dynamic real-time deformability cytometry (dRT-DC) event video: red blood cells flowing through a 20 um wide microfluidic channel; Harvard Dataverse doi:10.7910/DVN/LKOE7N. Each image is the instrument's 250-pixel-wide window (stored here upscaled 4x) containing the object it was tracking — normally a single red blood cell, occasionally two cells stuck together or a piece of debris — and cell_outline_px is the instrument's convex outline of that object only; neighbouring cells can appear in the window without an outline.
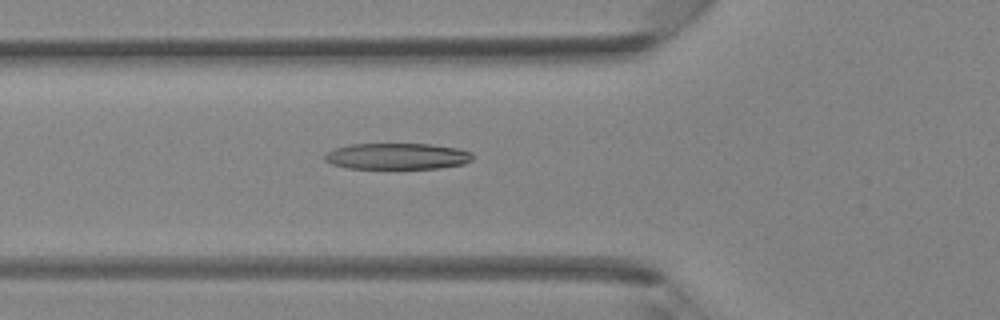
{"species": "Egyptian fruit bat (a non-hibernating species)", "species_latin": "Rousettus aegyptiacus", "temperature_condition": "room temperature", "stored_images_in_passage": 33, "camera_frame_rate_fps": 3000, "um_per_image_px": 0.085, "animal": {"sex": "female"}, "frame": {"image": 1, "passage_image": 6, "time_ms": 1.667, "image_size_px": [1000, 320], "cell_outline_px": [[472, 160], [464, 164], [440, 168], [348, 168], [332, 164], [324, 160], [324, 156], [328, 152], [336, 148], [348, 144], [428, 144], [460, 148], [472, 152]], "centroid_in_image_um": [33.79, 13.28], "position_along_channel_um": 92.0, "area_um2": 22.6}}
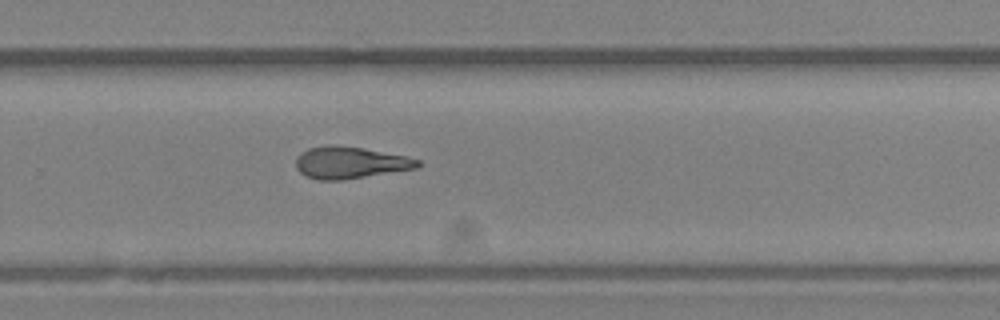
{"frame": {"image": 2, "passage_image": 19, "time_ms": 6.0, "image_size_px": [1000, 320], "cell_outline_px": [[420, 168], [340, 180], [320, 180], [304, 176], [296, 168], [296, 160], [308, 148], [328, 144], [336, 144], [364, 148], [408, 156], [420, 160]], "centroid_in_image_um": [29.8, 13.81], "position_along_channel_um": 300.0, "area_um2": 22.77}}
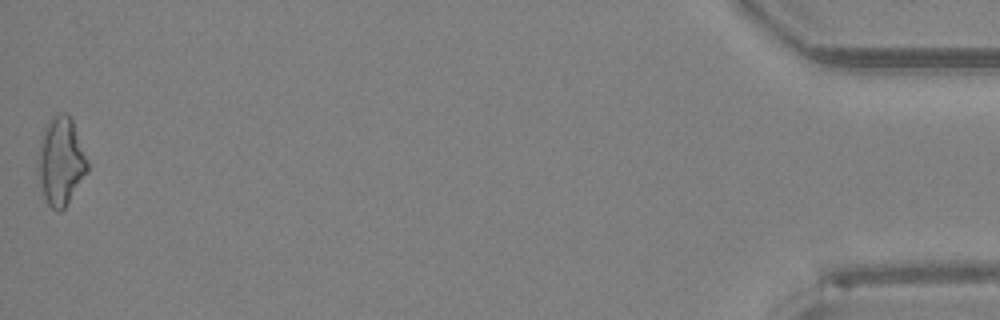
{"frame": {"image": 3, "passage_image": 33, "time_ms": 10.667, "image_size_px": [1000, 320], "cell_outline_px": [[88, 172], [64, 208], [60, 212], [56, 212], [48, 204], [44, 196], [40, 184], [36, 168], [36, 160], [44, 128], [48, 120], [52, 116], [60, 112], [68, 112], [72, 120], [88, 160]], "centroid_in_image_um": [5.16, 13.7], "position_along_channel_um": 430.0, "area_um2": 25.61}}